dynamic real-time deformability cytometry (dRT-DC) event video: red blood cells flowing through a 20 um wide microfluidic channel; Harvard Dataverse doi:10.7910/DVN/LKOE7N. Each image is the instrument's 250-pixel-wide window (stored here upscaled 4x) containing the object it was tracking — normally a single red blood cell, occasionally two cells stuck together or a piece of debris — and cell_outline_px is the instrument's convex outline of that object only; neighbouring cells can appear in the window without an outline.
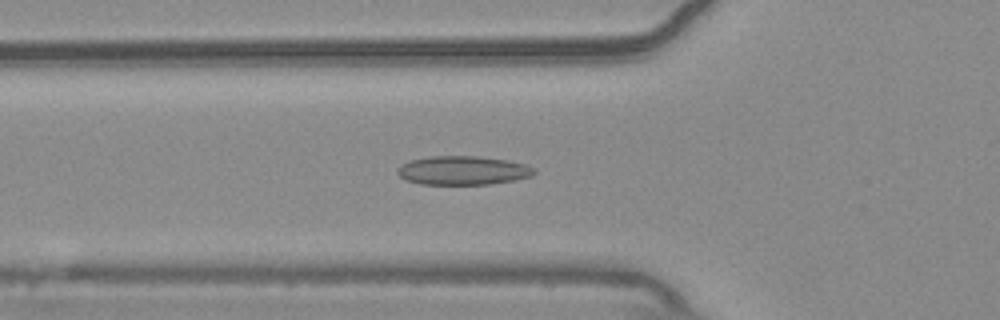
{"species": "common noctule bat (a hibernating species)", "species_latin": "Nyctalus noctula", "temperature_condition": "warm", "stored_images_in_passage": 54, "camera_frame_rate_fps": 3000, "um_per_image_px": 0.085, "animal": {"sex": "male", "body_mass_g": 20.4}, "frame": {"image": 1, "passage_image": 19, "time_ms": 6.0, "image_size_px": [1000, 320], "cell_outline_px": [[536, 172], [532, 176], [516, 180], [488, 184], [420, 184], [408, 180], [400, 176], [396, 172], [400, 164], [412, 160], [432, 156], [476, 156], [508, 160], [524, 164], [536, 168]], "centroid_in_image_um": [39.38, 14.48], "position_along_channel_um": 86.4, "area_um2": 22.95}}
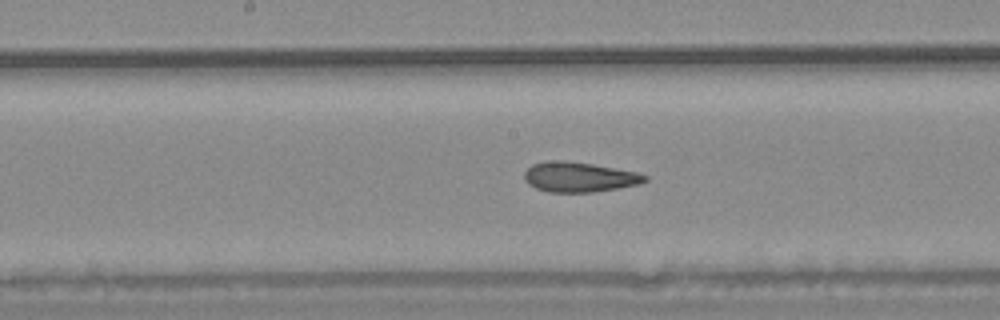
{"frame": {"image": 2, "passage_image": 28, "time_ms": 9.0, "image_size_px": [1000, 320], "cell_outline_px": [[648, 180], [640, 184], [592, 192], [548, 192], [536, 188], [528, 184], [524, 180], [524, 172], [532, 164], [552, 160], [560, 160], [592, 164], [636, 172], [648, 176]], "centroid_in_image_um": [49.21, 15.05], "position_along_channel_um": 199.0, "area_um2": 20.92}}
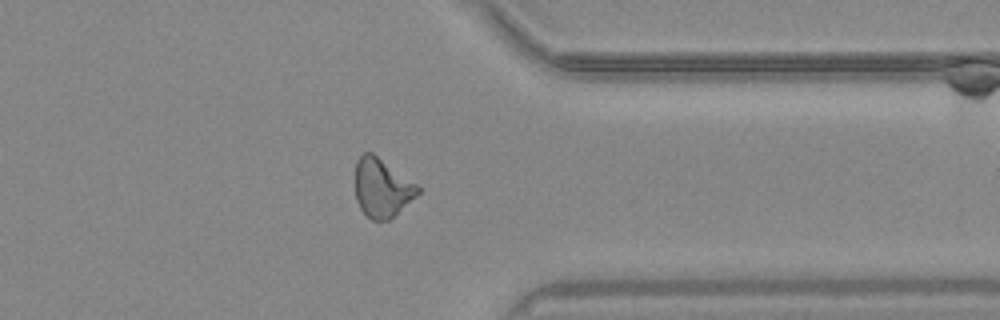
{"frame": {"image": 3, "passage_image": 43, "time_ms": 14.0, "image_size_px": [1000, 320], "cell_outline_px": [[420, 192], [416, 196], [388, 220], [372, 220], [360, 208], [356, 200], [356, 160], [364, 152], [372, 152], [416, 184], [420, 188]], "centroid_in_image_um": [32.45, 15.96], "position_along_channel_um": 379.0, "area_um2": 20.98}, "authors_computed_cell_mechanics": {"area_um2": 21.7328, "velocity_mm_per_s": 3.7256, "shape_relaxation_time_tau1_ms": null, "shape_relaxation_time_tau2_ms": 3.1061, "deformation_change_tau1": null, "deformation_change_tau2": 0.1008}}